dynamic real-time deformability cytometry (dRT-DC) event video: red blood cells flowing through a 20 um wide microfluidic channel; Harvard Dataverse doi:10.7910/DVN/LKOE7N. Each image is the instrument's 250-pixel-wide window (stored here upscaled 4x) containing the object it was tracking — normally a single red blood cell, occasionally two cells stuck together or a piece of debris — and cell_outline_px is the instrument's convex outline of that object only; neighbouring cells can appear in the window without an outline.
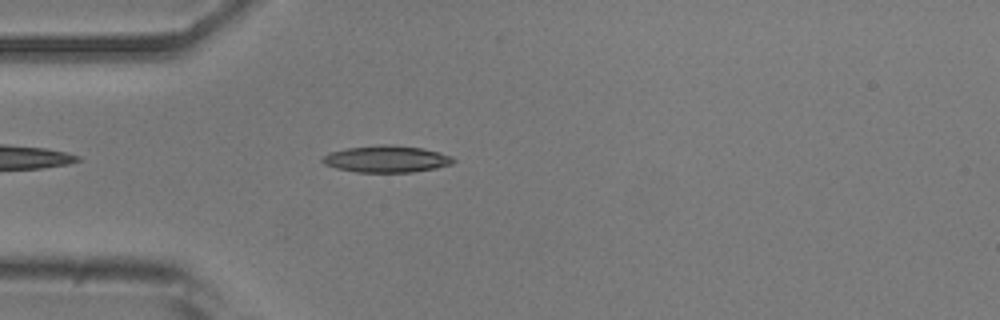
{"species": "common noctule bat (a hibernating species)", "species_latin": "Nyctalus noctula", "temperature_condition": "room temperature", "stored_images_in_passage": 43, "camera_frame_rate_fps": 3000, "um_per_image_px": 0.085, "animal": {"sex": "male", "body_mass_g": 20.5, "forearm_length_mm": 52.5}, "frame": {"image": 1, "passage_image": 5, "time_ms": 1.333, "image_size_px": [1000, 320], "cell_outline_px": [[456, 160], [452, 164], [436, 168], [412, 172], [356, 172], [336, 168], [324, 164], [320, 160], [328, 152], [348, 148], [380, 144], [392, 144], [424, 148], [440, 152], [452, 156]], "centroid_in_image_um": [32.87, 13.51], "position_along_channel_um": 52.1, "area_um2": 20.63}}
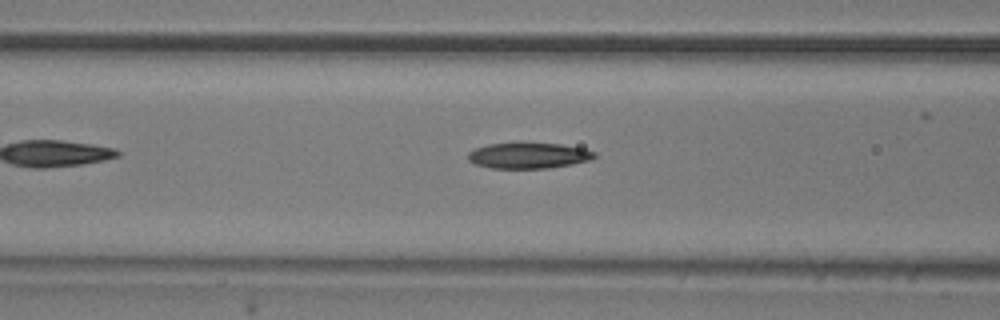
{"frame": {"image": 2, "passage_image": 11, "time_ms": 3.333, "image_size_px": [1000, 320], "cell_outline_px": [[596, 156], [592, 160], [572, 164], [548, 168], [492, 168], [476, 164], [468, 160], [468, 152], [476, 148], [488, 144], [512, 140], [516, 140], [560, 144], [584, 148], [596, 152]], "centroid_in_image_um": [44.92, 13.17], "position_along_channel_um": 121.7, "area_um2": 19.83}}
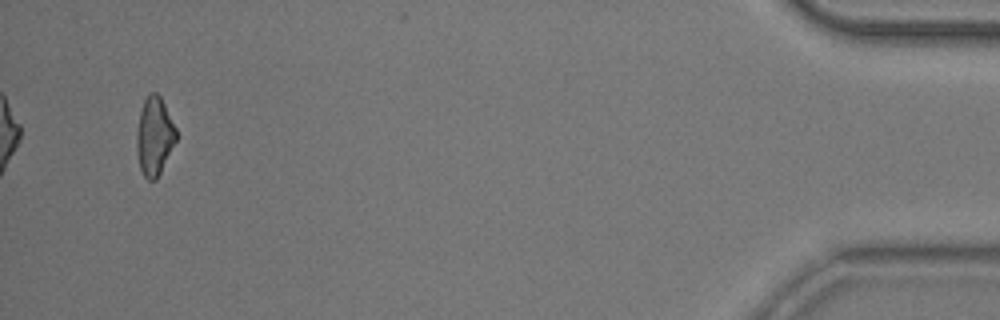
{"frame": {"image": 3, "passage_image": 41, "time_ms": 13.333, "image_size_px": [1000, 320], "cell_outline_px": [[176, 140], [156, 180], [148, 180], [144, 176], [140, 168], [136, 148], [136, 132], [140, 112], [144, 100], [148, 92], [156, 92], [160, 96], [176, 128]], "centroid_in_image_um": [13.1, 11.56], "position_along_channel_um": 422.1, "area_um2": 17.86}, "authors_computed_cell_mechanics": {"area_um2": 19.074, "velocity_mm_per_s": 3.821, "shape_relaxation_time_tau1_ms": 6.761, "shape_relaxation_time_tau2_ms": 3.7995, "deformation_change_tau1": 0.1831, "deformation_change_tau2": 0.1325}}